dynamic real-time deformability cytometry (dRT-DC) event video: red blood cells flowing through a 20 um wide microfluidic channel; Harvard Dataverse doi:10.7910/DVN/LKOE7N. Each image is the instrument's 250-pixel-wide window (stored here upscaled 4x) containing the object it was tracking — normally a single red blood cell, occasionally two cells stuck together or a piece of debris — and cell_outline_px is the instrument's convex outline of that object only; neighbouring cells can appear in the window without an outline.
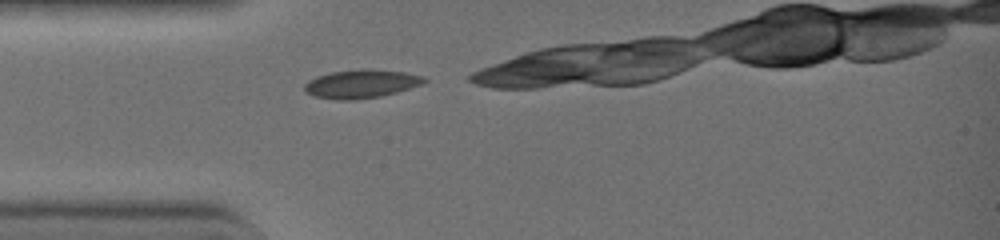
{"species": "common noctule bat (a hibernating species)", "species_latin": "Nyctalus noctula", "temperature_condition": "warm", "stored_images_in_passage": 7, "camera_frame_rate_fps": 3000, "um_per_image_px": 0.085, "animal": {"sex": "female", "body_mass_g": 19.0, "forearm_length_mm": 51.5}, "frame": {"image": 1, "passage_image": 1, "time_ms": 0.0, "image_size_px": [1000, 240], "cell_outline_px": [[428, 80], [420, 84], [396, 92], [380, 96], [352, 100], [344, 100], [316, 96], [308, 92], [304, 88], [304, 84], [308, 80], [316, 76], [332, 72], [360, 68], [368, 68], [404, 72], [424, 76]], "centroid_in_image_um": [30.7, 7.1], "position_along_channel_um": 54.3, "area_um2": 19.65}}